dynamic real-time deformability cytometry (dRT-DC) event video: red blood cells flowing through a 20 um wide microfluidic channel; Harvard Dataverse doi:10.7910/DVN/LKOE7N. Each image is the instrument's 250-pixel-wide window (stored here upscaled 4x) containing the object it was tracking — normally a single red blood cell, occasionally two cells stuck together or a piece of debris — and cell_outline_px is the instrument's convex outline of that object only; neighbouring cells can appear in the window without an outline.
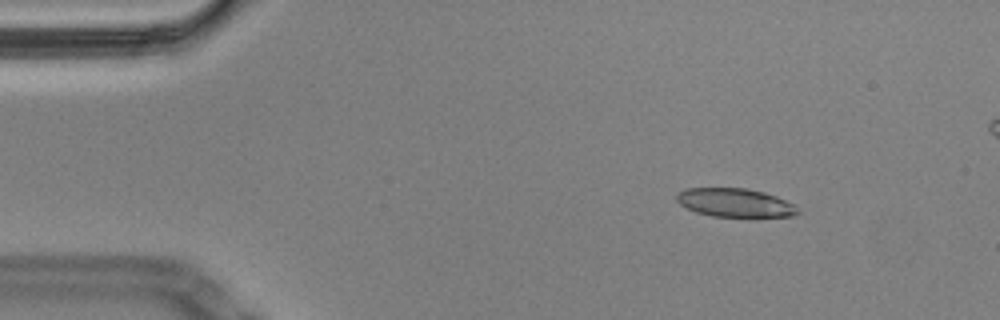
{"species": "Egyptian fruit bat (a non-hibernating species)", "species_latin": "Rousettus aegyptiacus", "temperature_condition": "cold", "stored_images_in_passage": 36, "camera_frame_rate_fps": 3000, "um_per_image_px": 0.085, "animal": {"sex": "male"}, "frame": {"image": 1, "passage_image": 8, "time_ms": 2.333, "image_size_px": [1000, 320], "cell_outline_px": [[800, 212], [792, 216], [712, 216], [696, 212], [680, 204], [676, 200], [676, 196], [684, 188], [748, 188], [764, 192], [776, 196], [792, 204]], "centroid_in_image_um": [62.44, 17.21], "position_along_channel_um": 22.6, "area_um2": 19.88}}